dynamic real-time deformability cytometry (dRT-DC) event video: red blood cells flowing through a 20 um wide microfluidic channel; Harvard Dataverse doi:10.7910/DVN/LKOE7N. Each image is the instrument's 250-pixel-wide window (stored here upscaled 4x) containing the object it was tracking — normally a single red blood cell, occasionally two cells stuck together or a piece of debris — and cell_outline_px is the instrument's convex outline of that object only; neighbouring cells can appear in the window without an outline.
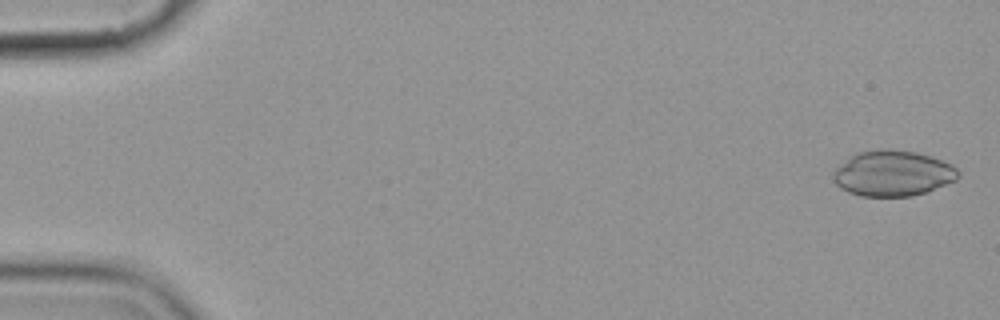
{"species": "common noctule bat (a hibernating species)", "species_latin": "Nyctalus noctula", "temperature_condition": "cold", "stored_images_in_passage": 6, "segment_of_instrument_passage": [1, 2], "camera_frame_rate_fps": 3000, "um_per_image_px": 0.085, "animal": {"sex": "female", "body_mass_g": 19.9}, "frame": {"image": 1, "passage_image": 1, "time_ms": 0.0, "image_size_px": [1000, 320], "cell_outline_px": [[960, 176], [956, 180], [924, 192], [912, 196], [860, 196], [848, 192], [840, 188], [832, 180], [832, 172], [836, 168], [856, 152], [876, 148], [888, 148], [916, 152], [952, 164], [960, 172]], "centroid_in_image_um": [75.85, 14.72], "position_along_channel_um": 9.1, "area_um2": 33.35}}